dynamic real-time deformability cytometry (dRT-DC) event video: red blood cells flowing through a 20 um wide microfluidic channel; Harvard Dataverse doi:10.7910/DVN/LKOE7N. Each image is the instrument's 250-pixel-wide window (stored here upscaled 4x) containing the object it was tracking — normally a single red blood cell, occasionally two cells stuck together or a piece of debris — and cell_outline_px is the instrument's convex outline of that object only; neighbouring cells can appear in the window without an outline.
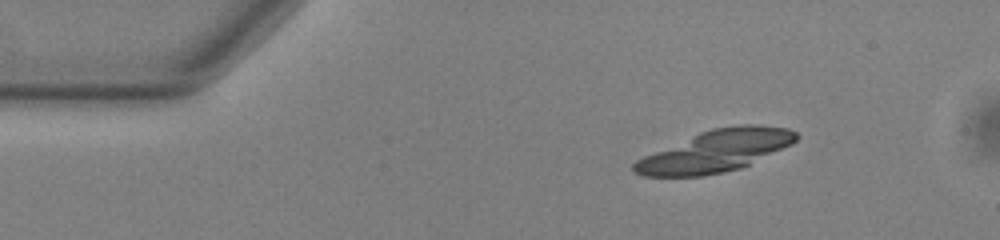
{"species": "common noctule bat (a hibernating species)", "species_latin": "Nyctalus noctula", "temperature_condition": "warm", "stored_images_in_passage": 26, "camera_frame_rate_fps": 3000, "um_per_image_px": 0.085, "animal": {"sex": "male", "body_mass_g": 13.0, "forearm_length_mm": 53.1}, "frame": {"image": 1, "passage_image": 1, "time_ms": 0.0, "image_size_px": [1000, 240], "cell_outline_px": [[800, 136], [792, 144], [740, 168], [724, 172], [704, 176], [644, 176], [632, 172], [632, 164], [636, 160], [644, 156], [700, 132], [712, 128], [740, 124], [760, 124], [788, 128], [796, 132]], "centroid_in_image_um": [60.84, 12.83], "position_along_channel_um": 24.2, "area_um2": 39.25}}